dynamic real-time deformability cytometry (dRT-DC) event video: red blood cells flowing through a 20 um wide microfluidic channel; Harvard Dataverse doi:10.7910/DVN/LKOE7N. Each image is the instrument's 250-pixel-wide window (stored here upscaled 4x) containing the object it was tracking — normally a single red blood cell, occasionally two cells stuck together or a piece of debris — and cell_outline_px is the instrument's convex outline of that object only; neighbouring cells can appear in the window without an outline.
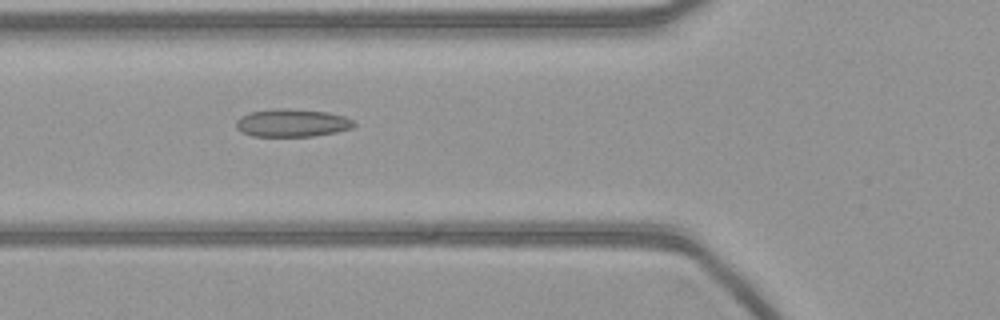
{"species": "common noctule bat (a hibernating species)", "species_latin": "Nyctalus noctula", "temperature_condition": "warm", "stored_images_in_passage": 51, "camera_frame_rate_fps": 3000, "um_per_image_px": 0.085, "animal": {"sex": "female", "body_mass_g": 21.9}, "frame": {"image": 1, "passage_image": 16, "time_ms": 5.0, "image_size_px": [1000, 320], "cell_outline_px": [[356, 124], [352, 128], [336, 132], [312, 136], [252, 136], [236, 128], [236, 120], [240, 116], [248, 112], [276, 108], [284, 108], [328, 112], [344, 116], [352, 120]], "centroid_in_image_um": [24.81, 10.44], "position_along_channel_um": 101.0, "area_um2": 19.13}}
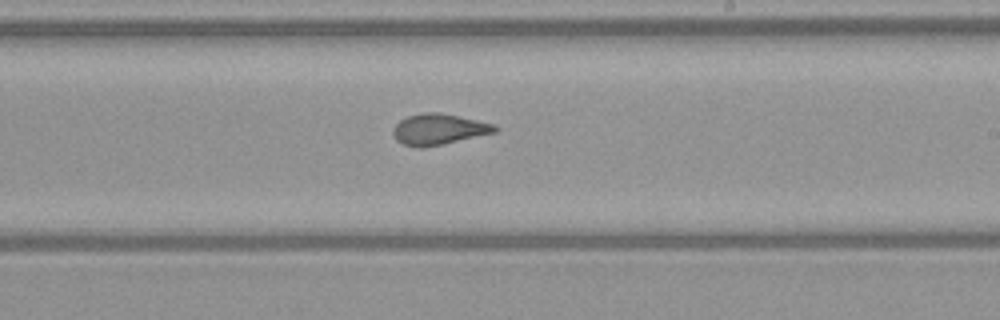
{"frame": {"image": 2, "passage_image": 28, "time_ms": 9.0, "image_size_px": [1000, 320], "cell_outline_px": [[500, 128], [496, 132], [444, 144], [424, 148], [416, 148], [404, 144], [396, 140], [392, 132], [392, 128], [400, 120], [408, 116], [424, 112], [440, 112], [476, 120], [492, 124]], "centroid_in_image_um": [37.26, 11.0], "position_along_channel_um": 251.7, "area_um2": 18.38}}
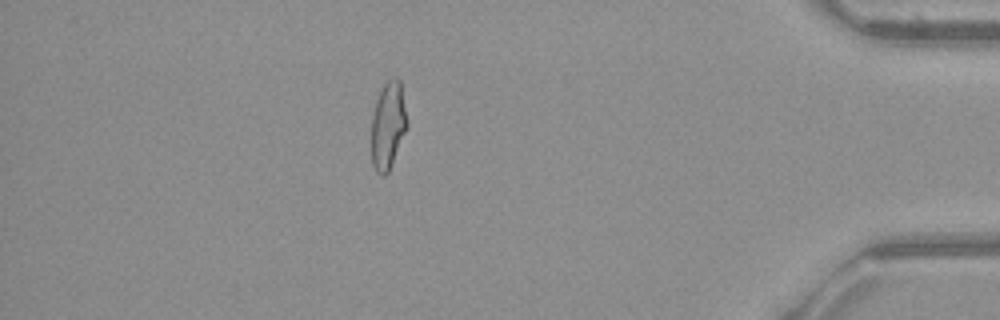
{"frame": {"image": 3, "passage_image": 44, "time_ms": 14.333, "image_size_px": [1000, 320], "cell_outline_px": [[408, 128], [392, 164], [388, 172], [384, 176], [380, 176], [376, 172], [372, 164], [372, 116], [376, 100], [384, 84], [392, 76], [396, 76], [400, 80], [408, 120]], "centroid_in_image_um": [33.0, 10.66], "position_along_channel_um": 402.2, "area_um2": 18.44}}